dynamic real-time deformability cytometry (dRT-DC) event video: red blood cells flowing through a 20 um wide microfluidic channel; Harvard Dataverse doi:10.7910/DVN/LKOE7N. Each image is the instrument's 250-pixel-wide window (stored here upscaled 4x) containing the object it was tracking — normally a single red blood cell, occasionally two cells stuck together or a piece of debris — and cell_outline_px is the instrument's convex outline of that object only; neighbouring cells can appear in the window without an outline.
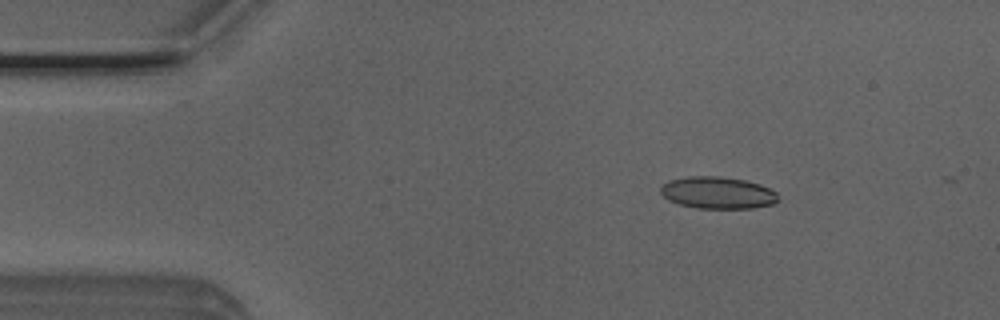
{"species": "Egyptian fruit bat (a non-hibernating species)", "species_latin": "Rousettus aegyptiacus", "temperature_condition": "room temperature", "stored_images_in_passage": 5, "camera_frame_rate_fps": 3000, "um_per_image_px": 0.085, "animal": {"sex": "male"}, "frame": {"image": 1, "passage_image": 3, "time_ms": 0.667, "image_size_px": [1000, 320], "cell_outline_px": [[780, 200], [772, 204], [752, 208], [696, 208], [680, 204], [668, 200], [660, 192], [660, 184], [668, 180], [688, 176], [720, 176], [744, 180], [760, 184], [776, 192]], "centroid_in_image_um": [60.97, 16.37], "position_along_channel_um": 24.0, "area_um2": 22.02}}